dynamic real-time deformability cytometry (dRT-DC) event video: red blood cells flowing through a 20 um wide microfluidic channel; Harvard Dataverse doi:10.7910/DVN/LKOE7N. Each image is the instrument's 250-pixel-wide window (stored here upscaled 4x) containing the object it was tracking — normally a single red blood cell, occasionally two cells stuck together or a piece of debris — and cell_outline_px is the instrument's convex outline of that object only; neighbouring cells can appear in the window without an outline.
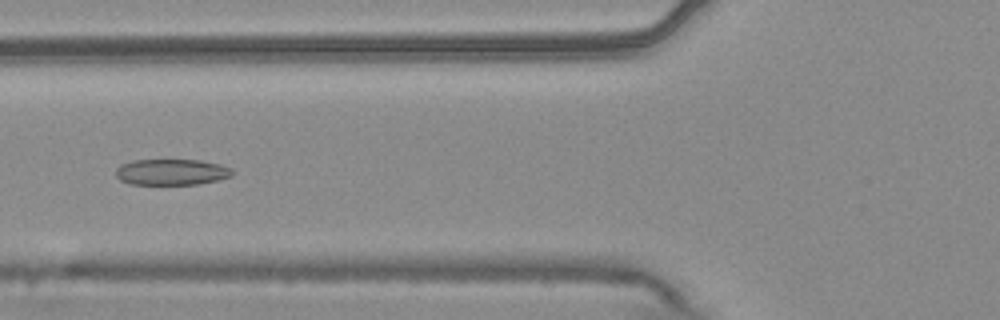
{"species": "common noctule bat (a hibernating species)", "species_latin": "Nyctalus noctula", "temperature_condition": "warm", "stored_images_in_passage": 54, "camera_frame_rate_fps": 3000, "um_per_image_px": 0.085, "animal": {"sex": "male", "body_mass_g": 20.4}, "frame": {"image": 1, "passage_image": 21, "time_ms": 6.667, "image_size_px": [1000, 320], "cell_outline_px": [[236, 172], [232, 176], [216, 180], [196, 184], [132, 184], [120, 180], [116, 176], [116, 168], [120, 164], [132, 160], [200, 160], [220, 164], [232, 168]], "centroid_in_image_um": [14.6, 14.61], "position_along_channel_um": 111.2, "area_um2": 17.74}}
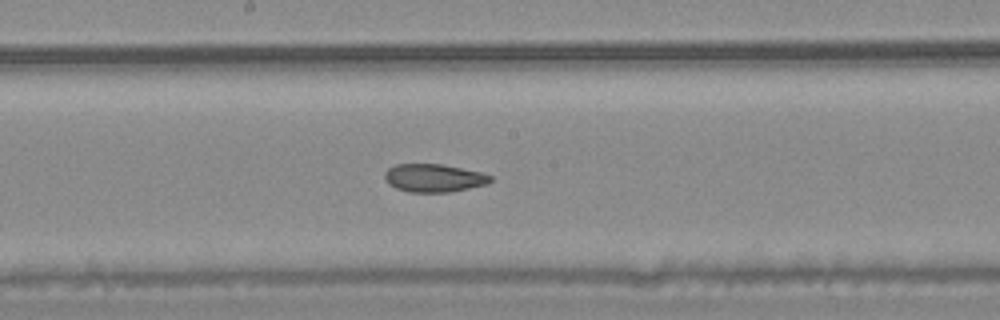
{"frame": {"image": 2, "passage_image": 29, "time_ms": 9.333, "image_size_px": [1000, 320], "cell_outline_px": [[492, 180], [488, 184], [452, 192], [408, 192], [396, 188], [388, 184], [384, 176], [384, 172], [388, 168], [396, 164], [440, 164], [480, 172], [492, 176]], "centroid_in_image_um": [36.87, 15.14], "position_along_channel_um": 211.3, "area_um2": 17.34}}
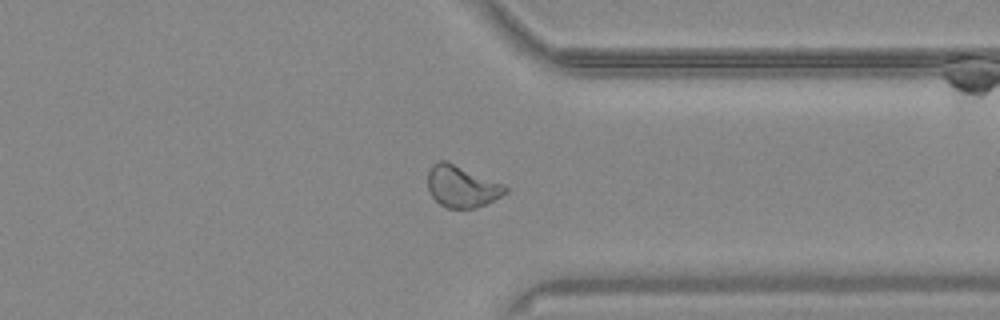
{"frame": {"image": 3, "passage_image": 42, "time_ms": 13.667, "image_size_px": [1000, 320], "cell_outline_px": [[508, 192], [476, 208], [448, 208], [440, 204], [432, 196], [428, 188], [428, 172], [432, 164], [440, 160], [448, 160], [504, 184], [508, 188]], "centroid_in_image_um": [39.25, 15.82], "position_along_channel_um": 372.2, "area_um2": 18.9}, "authors_computed_cell_mechanics": {"area_um2": 19.5942, "velocity_mm_per_s": 3.7479, "shape_relaxation_time_tau1_ms": null, "shape_relaxation_time_tau2_ms": 2.9249, "deformation_change_tau1": null, "deformation_change_tau2": 0.0783}}